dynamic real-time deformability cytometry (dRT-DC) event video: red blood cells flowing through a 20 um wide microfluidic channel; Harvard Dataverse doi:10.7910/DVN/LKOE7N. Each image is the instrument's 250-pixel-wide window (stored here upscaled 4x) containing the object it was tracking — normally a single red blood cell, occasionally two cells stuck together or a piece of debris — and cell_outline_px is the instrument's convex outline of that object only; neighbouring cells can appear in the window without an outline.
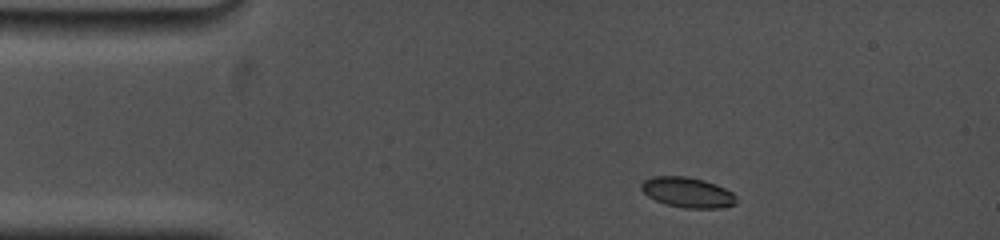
{"species": "common noctule bat (a hibernating species)", "species_latin": "Nyctalus noctula", "temperature_condition": "cold", "stored_images_in_passage": 7, "camera_frame_rate_fps": 5000, "um_per_image_px": 0.085, "animal": {"sex": "female", "body_mass_g": 19.0, "forearm_length_mm": 53.3}, "frame": {"image": 1, "passage_image": 1, "time_ms": 0.0, "image_size_px": [1000, 240], "cell_outline_px": [[740, 200], [736, 204], [724, 208], [684, 208], [668, 204], [656, 200], [648, 196], [640, 188], [640, 184], [644, 180], [652, 176], [688, 176], [704, 180], [716, 184], [732, 192]], "centroid_in_image_um": [58.48, 16.35], "position_along_channel_um": 26.5, "area_um2": 16.94}}
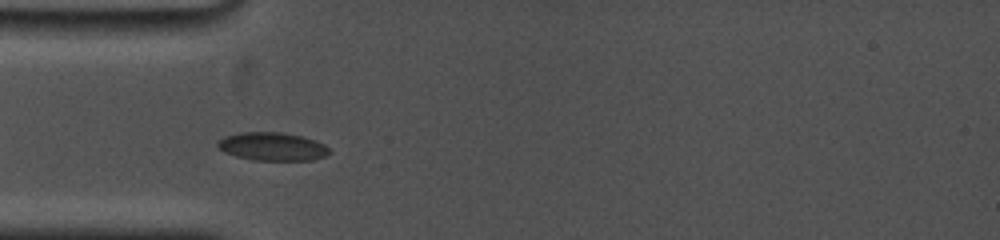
{"frame": {"image": 2, "passage_image": 4, "time_ms": 2.4, "image_size_px": [1000, 240], "cell_outline_px": [[332, 152], [324, 156], [312, 160], [252, 160], [236, 156], [224, 152], [216, 148], [216, 144], [224, 136], [244, 132], [280, 132], [304, 136], [316, 140], [324, 144]], "centroid_in_image_um": [23.15, 12.45], "position_along_channel_um": 61.9, "area_um2": 18.5}}
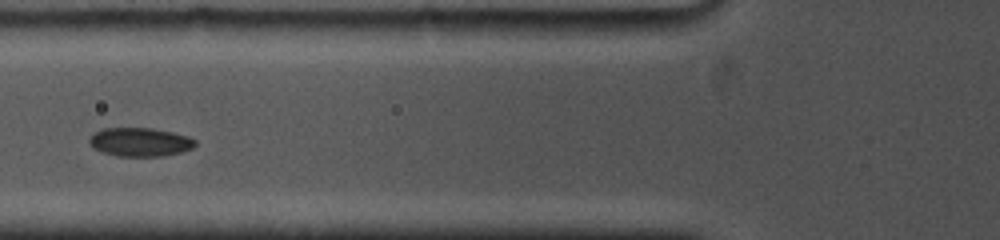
{"frame": {"image": 3, "passage_image": 6, "time_ms": 3.8, "image_size_px": [1000, 240], "cell_outline_px": [[196, 144], [192, 148], [180, 152], [164, 156], [116, 156], [92, 148], [88, 144], [88, 136], [104, 128], [152, 128], [172, 132], [188, 136], [196, 140]], "centroid_in_image_um": [11.87, 12.07], "position_along_channel_um": 113.9, "area_um2": 17.8}}